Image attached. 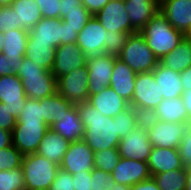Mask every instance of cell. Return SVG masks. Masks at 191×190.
<instances>
[{
  "label": "cell",
  "instance_id": "cell-1",
  "mask_svg": "<svg viewBox=\"0 0 191 190\" xmlns=\"http://www.w3.org/2000/svg\"><path fill=\"white\" fill-rule=\"evenodd\" d=\"M84 125L83 140L94 151L118 148L121 140L112 117L101 114L88 101L76 104Z\"/></svg>",
  "mask_w": 191,
  "mask_h": 190
},
{
  "label": "cell",
  "instance_id": "cell-2",
  "mask_svg": "<svg viewBox=\"0 0 191 190\" xmlns=\"http://www.w3.org/2000/svg\"><path fill=\"white\" fill-rule=\"evenodd\" d=\"M140 33L146 38L148 47L158 60L176 48L185 37L167 21L160 11L144 26Z\"/></svg>",
  "mask_w": 191,
  "mask_h": 190
},
{
  "label": "cell",
  "instance_id": "cell-3",
  "mask_svg": "<svg viewBox=\"0 0 191 190\" xmlns=\"http://www.w3.org/2000/svg\"><path fill=\"white\" fill-rule=\"evenodd\" d=\"M16 75L21 79L25 94L30 99L39 100L57 92V79L53 73L39 67L25 56Z\"/></svg>",
  "mask_w": 191,
  "mask_h": 190
},
{
  "label": "cell",
  "instance_id": "cell-4",
  "mask_svg": "<svg viewBox=\"0 0 191 190\" xmlns=\"http://www.w3.org/2000/svg\"><path fill=\"white\" fill-rule=\"evenodd\" d=\"M28 38L33 43L48 44V46L59 47L61 44L76 43L78 33L75 29L67 26L61 19L42 17V19L28 31Z\"/></svg>",
  "mask_w": 191,
  "mask_h": 190
},
{
  "label": "cell",
  "instance_id": "cell-5",
  "mask_svg": "<svg viewBox=\"0 0 191 190\" xmlns=\"http://www.w3.org/2000/svg\"><path fill=\"white\" fill-rule=\"evenodd\" d=\"M21 169L26 190H48L59 166L37 153H32L24 155Z\"/></svg>",
  "mask_w": 191,
  "mask_h": 190
},
{
  "label": "cell",
  "instance_id": "cell-6",
  "mask_svg": "<svg viewBox=\"0 0 191 190\" xmlns=\"http://www.w3.org/2000/svg\"><path fill=\"white\" fill-rule=\"evenodd\" d=\"M117 57L136 74L152 72L159 63V60L148 47L146 38L140 32L130 34L125 46Z\"/></svg>",
  "mask_w": 191,
  "mask_h": 190
},
{
  "label": "cell",
  "instance_id": "cell-7",
  "mask_svg": "<svg viewBox=\"0 0 191 190\" xmlns=\"http://www.w3.org/2000/svg\"><path fill=\"white\" fill-rule=\"evenodd\" d=\"M163 95L153 72L136 74L135 87L130 106L135 108L143 117L150 115L162 102Z\"/></svg>",
  "mask_w": 191,
  "mask_h": 190
},
{
  "label": "cell",
  "instance_id": "cell-8",
  "mask_svg": "<svg viewBox=\"0 0 191 190\" xmlns=\"http://www.w3.org/2000/svg\"><path fill=\"white\" fill-rule=\"evenodd\" d=\"M143 119L153 147L178 149L187 131V123L159 121L149 115Z\"/></svg>",
  "mask_w": 191,
  "mask_h": 190
},
{
  "label": "cell",
  "instance_id": "cell-9",
  "mask_svg": "<svg viewBox=\"0 0 191 190\" xmlns=\"http://www.w3.org/2000/svg\"><path fill=\"white\" fill-rule=\"evenodd\" d=\"M49 129L45 122H17L12 130V145L23 155L36 153L38 145Z\"/></svg>",
  "mask_w": 191,
  "mask_h": 190
},
{
  "label": "cell",
  "instance_id": "cell-10",
  "mask_svg": "<svg viewBox=\"0 0 191 190\" xmlns=\"http://www.w3.org/2000/svg\"><path fill=\"white\" fill-rule=\"evenodd\" d=\"M148 132L146 130L144 119L128 136L121 139L118 144V152L121 158L139 160L147 162L152 151Z\"/></svg>",
  "mask_w": 191,
  "mask_h": 190
},
{
  "label": "cell",
  "instance_id": "cell-11",
  "mask_svg": "<svg viewBox=\"0 0 191 190\" xmlns=\"http://www.w3.org/2000/svg\"><path fill=\"white\" fill-rule=\"evenodd\" d=\"M57 92L73 104L83 103L89 98L87 66L70 71L57 80Z\"/></svg>",
  "mask_w": 191,
  "mask_h": 190
},
{
  "label": "cell",
  "instance_id": "cell-12",
  "mask_svg": "<svg viewBox=\"0 0 191 190\" xmlns=\"http://www.w3.org/2000/svg\"><path fill=\"white\" fill-rule=\"evenodd\" d=\"M115 57L104 53L87 58L89 97L109 87Z\"/></svg>",
  "mask_w": 191,
  "mask_h": 190
},
{
  "label": "cell",
  "instance_id": "cell-13",
  "mask_svg": "<svg viewBox=\"0 0 191 190\" xmlns=\"http://www.w3.org/2000/svg\"><path fill=\"white\" fill-rule=\"evenodd\" d=\"M94 17L107 32L136 33L125 9V0H110Z\"/></svg>",
  "mask_w": 191,
  "mask_h": 190
},
{
  "label": "cell",
  "instance_id": "cell-14",
  "mask_svg": "<svg viewBox=\"0 0 191 190\" xmlns=\"http://www.w3.org/2000/svg\"><path fill=\"white\" fill-rule=\"evenodd\" d=\"M27 98L22 81L16 74L0 77V102L5 104L15 119L19 118Z\"/></svg>",
  "mask_w": 191,
  "mask_h": 190
},
{
  "label": "cell",
  "instance_id": "cell-15",
  "mask_svg": "<svg viewBox=\"0 0 191 190\" xmlns=\"http://www.w3.org/2000/svg\"><path fill=\"white\" fill-rule=\"evenodd\" d=\"M95 152L81 139L71 142L59 166L70 174L91 171L94 168Z\"/></svg>",
  "mask_w": 191,
  "mask_h": 190
},
{
  "label": "cell",
  "instance_id": "cell-16",
  "mask_svg": "<svg viewBox=\"0 0 191 190\" xmlns=\"http://www.w3.org/2000/svg\"><path fill=\"white\" fill-rule=\"evenodd\" d=\"M107 35L106 29L92 16L84 29L78 33L76 43L87 57L104 54Z\"/></svg>",
  "mask_w": 191,
  "mask_h": 190
},
{
  "label": "cell",
  "instance_id": "cell-17",
  "mask_svg": "<svg viewBox=\"0 0 191 190\" xmlns=\"http://www.w3.org/2000/svg\"><path fill=\"white\" fill-rule=\"evenodd\" d=\"M87 58L77 43L61 44L56 48L54 66L51 72L58 80L70 71L84 67Z\"/></svg>",
  "mask_w": 191,
  "mask_h": 190
},
{
  "label": "cell",
  "instance_id": "cell-18",
  "mask_svg": "<svg viewBox=\"0 0 191 190\" xmlns=\"http://www.w3.org/2000/svg\"><path fill=\"white\" fill-rule=\"evenodd\" d=\"M3 37V48L1 52L9 64H11L12 73L17 74L25 56L28 31L14 29L4 32Z\"/></svg>",
  "mask_w": 191,
  "mask_h": 190
},
{
  "label": "cell",
  "instance_id": "cell-19",
  "mask_svg": "<svg viewBox=\"0 0 191 190\" xmlns=\"http://www.w3.org/2000/svg\"><path fill=\"white\" fill-rule=\"evenodd\" d=\"M111 175L114 182L129 187L151 178L147 162L127 158H120Z\"/></svg>",
  "mask_w": 191,
  "mask_h": 190
},
{
  "label": "cell",
  "instance_id": "cell-20",
  "mask_svg": "<svg viewBox=\"0 0 191 190\" xmlns=\"http://www.w3.org/2000/svg\"><path fill=\"white\" fill-rule=\"evenodd\" d=\"M160 12L184 35L191 27V0H163Z\"/></svg>",
  "mask_w": 191,
  "mask_h": 190
},
{
  "label": "cell",
  "instance_id": "cell-21",
  "mask_svg": "<svg viewBox=\"0 0 191 190\" xmlns=\"http://www.w3.org/2000/svg\"><path fill=\"white\" fill-rule=\"evenodd\" d=\"M135 78L136 73L121 59L115 57L109 87L126 100L129 105L133 97Z\"/></svg>",
  "mask_w": 191,
  "mask_h": 190
},
{
  "label": "cell",
  "instance_id": "cell-22",
  "mask_svg": "<svg viewBox=\"0 0 191 190\" xmlns=\"http://www.w3.org/2000/svg\"><path fill=\"white\" fill-rule=\"evenodd\" d=\"M147 164L151 177L184 167L178 149L161 147L152 148Z\"/></svg>",
  "mask_w": 191,
  "mask_h": 190
},
{
  "label": "cell",
  "instance_id": "cell-23",
  "mask_svg": "<svg viewBox=\"0 0 191 190\" xmlns=\"http://www.w3.org/2000/svg\"><path fill=\"white\" fill-rule=\"evenodd\" d=\"M88 102L100 111L102 115L112 118L130 106L111 87H106L99 93L91 95L88 98Z\"/></svg>",
  "mask_w": 191,
  "mask_h": 190
},
{
  "label": "cell",
  "instance_id": "cell-24",
  "mask_svg": "<svg viewBox=\"0 0 191 190\" xmlns=\"http://www.w3.org/2000/svg\"><path fill=\"white\" fill-rule=\"evenodd\" d=\"M70 143L50 128L38 145L36 153L60 166Z\"/></svg>",
  "mask_w": 191,
  "mask_h": 190
},
{
  "label": "cell",
  "instance_id": "cell-25",
  "mask_svg": "<svg viewBox=\"0 0 191 190\" xmlns=\"http://www.w3.org/2000/svg\"><path fill=\"white\" fill-rule=\"evenodd\" d=\"M125 9L132 29L135 32H140L160 11V3L158 1H125Z\"/></svg>",
  "mask_w": 191,
  "mask_h": 190
},
{
  "label": "cell",
  "instance_id": "cell-26",
  "mask_svg": "<svg viewBox=\"0 0 191 190\" xmlns=\"http://www.w3.org/2000/svg\"><path fill=\"white\" fill-rule=\"evenodd\" d=\"M156 83H158L163 98L175 99L181 97L184 90L181 82L180 72L167 69L160 63L152 71Z\"/></svg>",
  "mask_w": 191,
  "mask_h": 190
},
{
  "label": "cell",
  "instance_id": "cell-27",
  "mask_svg": "<svg viewBox=\"0 0 191 190\" xmlns=\"http://www.w3.org/2000/svg\"><path fill=\"white\" fill-rule=\"evenodd\" d=\"M149 116L152 119L169 123H188L190 121L182 97L163 98L162 102Z\"/></svg>",
  "mask_w": 191,
  "mask_h": 190
},
{
  "label": "cell",
  "instance_id": "cell-28",
  "mask_svg": "<svg viewBox=\"0 0 191 190\" xmlns=\"http://www.w3.org/2000/svg\"><path fill=\"white\" fill-rule=\"evenodd\" d=\"M50 128L70 142L81 140L84 125L80 119L76 104L67 111L66 115L60 118V121L54 123Z\"/></svg>",
  "mask_w": 191,
  "mask_h": 190
},
{
  "label": "cell",
  "instance_id": "cell-29",
  "mask_svg": "<svg viewBox=\"0 0 191 190\" xmlns=\"http://www.w3.org/2000/svg\"><path fill=\"white\" fill-rule=\"evenodd\" d=\"M159 63L167 69L182 72L191 66V40L184 37L182 41L164 55Z\"/></svg>",
  "mask_w": 191,
  "mask_h": 190
},
{
  "label": "cell",
  "instance_id": "cell-30",
  "mask_svg": "<svg viewBox=\"0 0 191 190\" xmlns=\"http://www.w3.org/2000/svg\"><path fill=\"white\" fill-rule=\"evenodd\" d=\"M73 105L71 101L56 92L52 96L42 98V118L51 127L54 123L60 121V118L66 115Z\"/></svg>",
  "mask_w": 191,
  "mask_h": 190
},
{
  "label": "cell",
  "instance_id": "cell-31",
  "mask_svg": "<svg viewBox=\"0 0 191 190\" xmlns=\"http://www.w3.org/2000/svg\"><path fill=\"white\" fill-rule=\"evenodd\" d=\"M11 7L18 17V28L26 31L32 28L42 19L40 9L35 0H14Z\"/></svg>",
  "mask_w": 191,
  "mask_h": 190
},
{
  "label": "cell",
  "instance_id": "cell-32",
  "mask_svg": "<svg viewBox=\"0 0 191 190\" xmlns=\"http://www.w3.org/2000/svg\"><path fill=\"white\" fill-rule=\"evenodd\" d=\"M55 51V47L48 46V44L33 43L28 38L25 57L39 67L51 71L54 66Z\"/></svg>",
  "mask_w": 191,
  "mask_h": 190
},
{
  "label": "cell",
  "instance_id": "cell-33",
  "mask_svg": "<svg viewBox=\"0 0 191 190\" xmlns=\"http://www.w3.org/2000/svg\"><path fill=\"white\" fill-rule=\"evenodd\" d=\"M152 178L161 190H185L187 183L186 167L158 173Z\"/></svg>",
  "mask_w": 191,
  "mask_h": 190
},
{
  "label": "cell",
  "instance_id": "cell-34",
  "mask_svg": "<svg viewBox=\"0 0 191 190\" xmlns=\"http://www.w3.org/2000/svg\"><path fill=\"white\" fill-rule=\"evenodd\" d=\"M143 116L132 106L117 114L113 121L116 123L117 134L121 139L129 135L132 129L136 128L142 121Z\"/></svg>",
  "mask_w": 191,
  "mask_h": 190
},
{
  "label": "cell",
  "instance_id": "cell-35",
  "mask_svg": "<svg viewBox=\"0 0 191 190\" xmlns=\"http://www.w3.org/2000/svg\"><path fill=\"white\" fill-rule=\"evenodd\" d=\"M0 190H26L21 167L0 171Z\"/></svg>",
  "mask_w": 191,
  "mask_h": 190
},
{
  "label": "cell",
  "instance_id": "cell-36",
  "mask_svg": "<svg viewBox=\"0 0 191 190\" xmlns=\"http://www.w3.org/2000/svg\"><path fill=\"white\" fill-rule=\"evenodd\" d=\"M120 158L118 148L97 151L94 156V168L102 169L111 174Z\"/></svg>",
  "mask_w": 191,
  "mask_h": 190
},
{
  "label": "cell",
  "instance_id": "cell-37",
  "mask_svg": "<svg viewBox=\"0 0 191 190\" xmlns=\"http://www.w3.org/2000/svg\"><path fill=\"white\" fill-rule=\"evenodd\" d=\"M24 155L13 145L0 150V171L21 167Z\"/></svg>",
  "mask_w": 191,
  "mask_h": 190
},
{
  "label": "cell",
  "instance_id": "cell-38",
  "mask_svg": "<svg viewBox=\"0 0 191 190\" xmlns=\"http://www.w3.org/2000/svg\"><path fill=\"white\" fill-rule=\"evenodd\" d=\"M92 16L88 10H72L65 11L61 19L67 23L68 27L75 29L76 33H80Z\"/></svg>",
  "mask_w": 191,
  "mask_h": 190
},
{
  "label": "cell",
  "instance_id": "cell-39",
  "mask_svg": "<svg viewBox=\"0 0 191 190\" xmlns=\"http://www.w3.org/2000/svg\"><path fill=\"white\" fill-rule=\"evenodd\" d=\"M25 121L44 122V119L42 118V99L37 100L27 98L26 104L17 119V122Z\"/></svg>",
  "mask_w": 191,
  "mask_h": 190
},
{
  "label": "cell",
  "instance_id": "cell-40",
  "mask_svg": "<svg viewBox=\"0 0 191 190\" xmlns=\"http://www.w3.org/2000/svg\"><path fill=\"white\" fill-rule=\"evenodd\" d=\"M114 180L111 174L102 169L91 170V190H112Z\"/></svg>",
  "mask_w": 191,
  "mask_h": 190
},
{
  "label": "cell",
  "instance_id": "cell-41",
  "mask_svg": "<svg viewBox=\"0 0 191 190\" xmlns=\"http://www.w3.org/2000/svg\"><path fill=\"white\" fill-rule=\"evenodd\" d=\"M107 43H105V53L118 56L125 46L130 33H111L107 32Z\"/></svg>",
  "mask_w": 191,
  "mask_h": 190
},
{
  "label": "cell",
  "instance_id": "cell-42",
  "mask_svg": "<svg viewBox=\"0 0 191 190\" xmlns=\"http://www.w3.org/2000/svg\"><path fill=\"white\" fill-rule=\"evenodd\" d=\"M19 29L18 17L15 10L11 6L0 7V31Z\"/></svg>",
  "mask_w": 191,
  "mask_h": 190
},
{
  "label": "cell",
  "instance_id": "cell-43",
  "mask_svg": "<svg viewBox=\"0 0 191 190\" xmlns=\"http://www.w3.org/2000/svg\"><path fill=\"white\" fill-rule=\"evenodd\" d=\"M48 190H75L72 174L59 167L55 179Z\"/></svg>",
  "mask_w": 191,
  "mask_h": 190
},
{
  "label": "cell",
  "instance_id": "cell-44",
  "mask_svg": "<svg viewBox=\"0 0 191 190\" xmlns=\"http://www.w3.org/2000/svg\"><path fill=\"white\" fill-rule=\"evenodd\" d=\"M42 17L60 18V0H35Z\"/></svg>",
  "mask_w": 191,
  "mask_h": 190
},
{
  "label": "cell",
  "instance_id": "cell-45",
  "mask_svg": "<svg viewBox=\"0 0 191 190\" xmlns=\"http://www.w3.org/2000/svg\"><path fill=\"white\" fill-rule=\"evenodd\" d=\"M182 164L184 167L191 166V133L187 130L180 145L178 146Z\"/></svg>",
  "mask_w": 191,
  "mask_h": 190
},
{
  "label": "cell",
  "instance_id": "cell-46",
  "mask_svg": "<svg viewBox=\"0 0 191 190\" xmlns=\"http://www.w3.org/2000/svg\"><path fill=\"white\" fill-rule=\"evenodd\" d=\"M16 123L17 119L13 117L11 111L4 103L0 102V128L12 132Z\"/></svg>",
  "mask_w": 191,
  "mask_h": 190
},
{
  "label": "cell",
  "instance_id": "cell-47",
  "mask_svg": "<svg viewBox=\"0 0 191 190\" xmlns=\"http://www.w3.org/2000/svg\"><path fill=\"white\" fill-rule=\"evenodd\" d=\"M75 190H91V171H81L72 175Z\"/></svg>",
  "mask_w": 191,
  "mask_h": 190
},
{
  "label": "cell",
  "instance_id": "cell-48",
  "mask_svg": "<svg viewBox=\"0 0 191 190\" xmlns=\"http://www.w3.org/2000/svg\"><path fill=\"white\" fill-rule=\"evenodd\" d=\"M60 18L65 11L87 10L81 0H60Z\"/></svg>",
  "mask_w": 191,
  "mask_h": 190
},
{
  "label": "cell",
  "instance_id": "cell-49",
  "mask_svg": "<svg viewBox=\"0 0 191 190\" xmlns=\"http://www.w3.org/2000/svg\"><path fill=\"white\" fill-rule=\"evenodd\" d=\"M110 0H81L83 6L94 16L98 13Z\"/></svg>",
  "mask_w": 191,
  "mask_h": 190
},
{
  "label": "cell",
  "instance_id": "cell-50",
  "mask_svg": "<svg viewBox=\"0 0 191 190\" xmlns=\"http://www.w3.org/2000/svg\"><path fill=\"white\" fill-rule=\"evenodd\" d=\"M130 190H161L154 179L151 177L148 180L141 181L130 187Z\"/></svg>",
  "mask_w": 191,
  "mask_h": 190
},
{
  "label": "cell",
  "instance_id": "cell-51",
  "mask_svg": "<svg viewBox=\"0 0 191 190\" xmlns=\"http://www.w3.org/2000/svg\"><path fill=\"white\" fill-rule=\"evenodd\" d=\"M12 145V132L0 128V150Z\"/></svg>",
  "mask_w": 191,
  "mask_h": 190
},
{
  "label": "cell",
  "instance_id": "cell-52",
  "mask_svg": "<svg viewBox=\"0 0 191 190\" xmlns=\"http://www.w3.org/2000/svg\"><path fill=\"white\" fill-rule=\"evenodd\" d=\"M183 90H191V66L180 72Z\"/></svg>",
  "mask_w": 191,
  "mask_h": 190
},
{
  "label": "cell",
  "instance_id": "cell-53",
  "mask_svg": "<svg viewBox=\"0 0 191 190\" xmlns=\"http://www.w3.org/2000/svg\"><path fill=\"white\" fill-rule=\"evenodd\" d=\"M12 74L11 64L6 60V57L0 52V77Z\"/></svg>",
  "mask_w": 191,
  "mask_h": 190
},
{
  "label": "cell",
  "instance_id": "cell-54",
  "mask_svg": "<svg viewBox=\"0 0 191 190\" xmlns=\"http://www.w3.org/2000/svg\"><path fill=\"white\" fill-rule=\"evenodd\" d=\"M181 97L184 102L188 118L191 119V90H185Z\"/></svg>",
  "mask_w": 191,
  "mask_h": 190
},
{
  "label": "cell",
  "instance_id": "cell-55",
  "mask_svg": "<svg viewBox=\"0 0 191 190\" xmlns=\"http://www.w3.org/2000/svg\"><path fill=\"white\" fill-rule=\"evenodd\" d=\"M187 183L185 190H191V166L186 167Z\"/></svg>",
  "mask_w": 191,
  "mask_h": 190
},
{
  "label": "cell",
  "instance_id": "cell-56",
  "mask_svg": "<svg viewBox=\"0 0 191 190\" xmlns=\"http://www.w3.org/2000/svg\"><path fill=\"white\" fill-rule=\"evenodd\" d=\"M112 190H130V187L123 184L114 183Z\"/></svg>",
  "mask_w": 191,
  "mask_h": 190
},
{
  "label": "cell",
  "instance_id": "cell-57",
  "mask_svg": "<svg viewBox=\"0 0 191 190\" xmlns=\"http://www.w3.org/2000/svg\"><path fill=\"white\" fill-rule=\"evenodd\" d=\"M14 0H0V7L11 6Z\"/></svg>",
  "mask_w": 191,
  "mask_h": 190
},
{
  "label": "cell",
  "instance_id": "cell-58",
  "mask_svg": "<svg viewBox=\"0 0 191 190\" xmlns=\"http://www.w3.org/2000/svg\"><path fill=\"white\" fill-rule=\"evenodd\" d=\"M3 32L0 31V52L2 51V48H3Z\"/></svg>",
  "mask_w": 191,
  "mask_h": 190
},
{
  "label": "cell",
  "instance_id": "cell-59",
  "mask_svg": "<svg viewBox=\"0 0 191 190\" xmlns=\"http://www.w3.org/2000/svg\"><path fill=\"white\" fill-rule=\"evenodd\" d=\"M185 37L191 40V27L189 31L185 34Z\"/></svg>",
  "mask_w": 191,
  "mask_h": 190
},
{
  "label": "cell",
  "instance_id": "cell-60",
  "mask_svg": "<svg viewBox=\"0 0 191 190\" xmlns=\"http://www.w3.org/2000/svg\"><path fill=\"white\" fill-rule=\"evenodd\" d=\"M187 130L191 133V119H190V121L187 123Z\"/></svg>",
  "mask_w": 191,
  "mask_h": 190
},
{
  "label": "cell",
  "instance_id": "cell-61",
  "mask_svg": "<svg viewBox=\"0 0 191 190\" xmlns=\"http://www.w3.org/2000/svg\"><path fill=\"white\" fill-rule=\"evenodd\" d=\"M125 1H157V0H125Z\"/></svg>",
  "mask_w": 191,
  "mask_h": 190
}]
</instances>
